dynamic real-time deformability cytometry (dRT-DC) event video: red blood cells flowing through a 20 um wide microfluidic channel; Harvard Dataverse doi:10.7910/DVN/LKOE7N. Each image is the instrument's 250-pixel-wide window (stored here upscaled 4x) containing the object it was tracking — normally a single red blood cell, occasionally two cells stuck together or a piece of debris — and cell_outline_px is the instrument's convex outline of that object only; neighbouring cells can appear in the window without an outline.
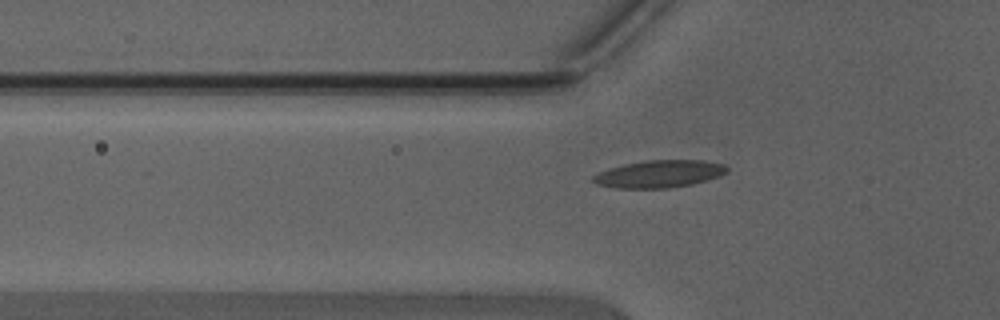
{"species": "Egyptian fruit bat (a non-hibernating species)", "species_latin": "Rousettus aegyptiacus", "temperature_condition": "warm", "stored_images_in_passage": 37, "camera_frame_rate_fps": 3000, "um_per_image_px": 0.085, "animal": {"sex": "male"}, "frame": {"image": 1, "passage_image": 7, "time_ms": 2.0, "image_size_px": [1000, 320], "cell_outline_px": [[728, 172], [720, 176], [708, 180], [692, 184], [668, 188], [616, 188], [596, 184], [592, 180], [592, 176], [600, 172], [624, 164], [648, 160], [704, 160], [724, 164], [728, 168]], "centroid_in_image_um": [56.08, 14.78], "position_along_channel_um": 69.7, "area_um2": 21.33}}
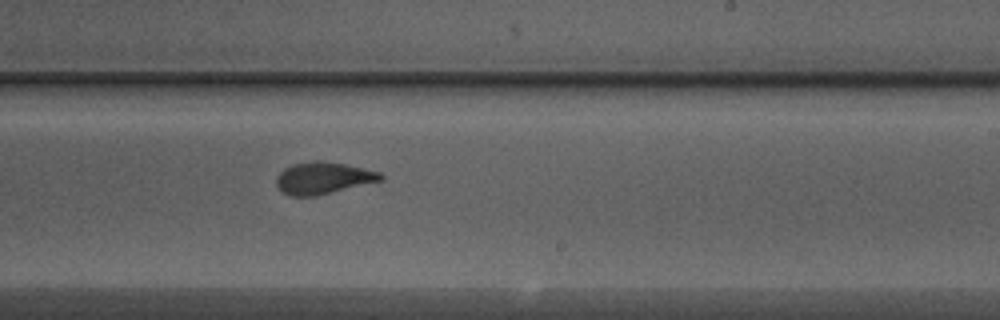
{"frame": {"image": 2, "passage_image": 20, "time_ms": 6.333, "image_size_px": [1000, 320], "cell_outline_px": [[384, 180], [312, 196], [292, 196], [284, 192], [276, 184], [276, 176], [284, 168], [292, 164], [316, 160], [320, 160], [344, 164], [380, 172], [384, 176]], "centroid_in_image_um": [27.46, 15.12], "position_along_channel_um": 261.5, "area_um2": 19.13}}
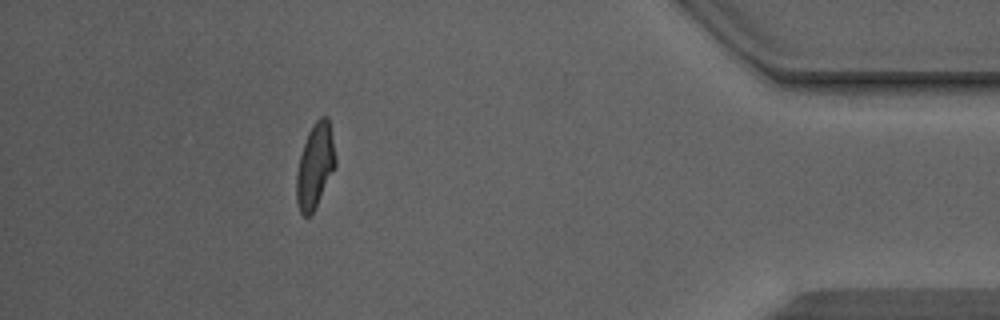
{"frame": {"image": 3, "passage_image": 33, "time_ms": 10.667, "image_size_px": [1000, 320], "cell_outline_px": [[336, 168], [312, 212], [308, 216], [304, 216], [300, 212], [296, 200], [296, 172], [300, 156], [308, 132], [312, 124], [320, 116], [328, 116], [336, 160]], "centroid_in_image_um": [26.78, 14.08], "position_along_channel_um": 408.4, "area_um2": 19.13}, "authors_computed_cell_mechanics": {"area_um2": 19.4786, "velocity_mm_per_s": 4.4524, "shape_relaxation_time_tau1_ms": 4.5225, "shape_relaxation_time_tau2_ms": 1.0064, "deformation_change_tau1": 0.1738, "deformation_change_tau2": 0.0838}}